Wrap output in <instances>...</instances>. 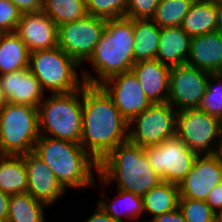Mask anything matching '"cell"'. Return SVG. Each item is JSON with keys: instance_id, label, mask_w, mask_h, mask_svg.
<instances>
[{"instance_id": "484cf974", "label": "cell", "mask_w": 222, "mask_h": 222, "mask_svg": "<svg viewBox=\"0 0 222 222\" xmlns=\"http://www.w3.org/2000/svg\"><path fill=\"white\" fill-rule=\"evenodd\" d=\"M28 180L22 156L0 155V190L8 194L27 192Z\"/></svg>"}, {"instance_id": "7402d4cb", "label": "cell", "mask_w": 222, "mask_h": 222, "mask_svg": "<svg viewBox=\"0 0 222 222\" xmlns=\"http://www.w3.org/2000/svg\"><path fill=\"white\" fill-rule=\"evenodd\" d=\"M117 193L112 202H108L104 195L99 199L98 204L116 222H126L124 218L143 222L144 216L142 196L116 189ZM140 218V219H139Z\"/></svg>"}, {"instance_id": "d590c367", "label": "cell", "mask_w": 222, "mask_h": 222, "mask_svg": "<svg viewBox=\"0 0 222 222\" xmlns=\"http://www.w3.org/2000/svg\"><path fill=\"white\" fill-rule=\"evenodd\" d=\"M206 203L216 213L222 210V182L217 184L208 194Z\"/></svg>"}, {"instance_id": "277c9868", "label": "cell", "mask_w": 222, "mask_h": 222, "mask_svg": "<svg viewBox=\"0 0 222 222\" xmlns=\"http://www.w3.org/2000/svg\"><path fill=\"white\" fill-rule=\"evenodd\" d=\"M34 153L53 171L66 190L82 189L85 194L87 188L97 186L94 174L98 176L99 165L80 143L40 135Z\"/></svg>"}, {"instance_id": "2e32d148", "label": "cell", "mask_w": 222, "mask_h": 222, "mask_svg": "<svg viewBox=\"0 0 222 222\" xmlns=\"http://www.w3.org/2000/svg\"><path fill=\"white\" fill-rule=\"evenodd\" d=\"M15 33L30 53L58 47V26L43 11L22 14Z\"/></svg>"}, {"instance_id": "d4e9b609", "label": "cell", "mask_w": 222, "mask_h": 222, "mask_svg": "<svg viewBox=\"0 0 222 222\" xmlns=\"http://www.w3.org/2000/svg\"><path fill=\"white\" fill-rule=\"evenodd\" d=\"M161 28L152 19H134V61L156 59Z\"/></svg>"}, {"instance_id": "7a4b0ae2", "label": "cell", "mask_w": 222, "mask_h": 222, "mask_svg": "<svg viewBox=\"0 0 222 222\" xmlns=\"http://www.w3.org/2000/svg\"><path fill=\"white\" fill-rule=\"evenodd\" d=\"M134 44V19L125 16L108 19L103 36L86 61L96 75L81 66L84 83L100 85L112 76L131 71L135 64Z\"/></svg>"}, {"instance_id": "f1b7e54d", "label": "cell", "mask_w": 222, "mask_h": 222, "mask_svg": "<svg viewBox=\"0 0 222 222\" xmlns=\"http://www.w3.org/2000/svg\"><path fill=\"white\" fill-rule=\"evenodd\" d=\"M193 1L160 0L152 20L160 28L180 26Z\"/></svg>"}, {"instance_id": "83f0119b", "label": "cell", "mask_w": 222, "mask_h": 222, "mask_svg": "<svg viewBox=\"0 0 222 222\" xmlns=\"http://www.w3.org/2000/svg\"><path fill=\"white\" fill-rule=\"evenodd\" d=\"M42 11L57 26L77 21L88 15L85 0H43Z\"/></svg>"}, {"instance_id": "ac0fdd59", "label": "cell", "mask_w": 222, "mask_h": 222, "mask_svg": "<svg viewBox=\"0 0 222 222\" xmlns=\"http://www.w3.org/2000/svg\"><path fill=\"white\" fill-rule=\"evenodd\" d=\"M170 66L156 59L135 62L132 71L142 85L143 92L153 103H166L169 96Z\"/></svg>"}, {"instance_id": "ab89813d", "label": "cell", "mask_w": 222, "mask_h": 222, "mask_svg": "<svg viewBox=\"0 0 222 222\" xmlns=\"http://www.w3.org/2000/svg\"><path fill=\"white\" fill-rule=\"evenodd\" d=\"M215 4L217 13L216 32L222 35V0H215Z\"/></svg>"}, {"instance_id": "4316f807", "label": "cell", "mask_w": 222, "mask_h": 222, "mask_svg": "<svg viewBox=\"0 0 222 222\" xmlns=\"http://www.w3.org/2000/svg\"><path fill=\"white\" fill-rule=\"evenodd\" d=\"M48 207L44 202L34 199L28 192L11 194L7 222H46L44 209Z\"/></svg>"}, {"instance_id": "ba28073f", "label": "cell", "mask_w": 222, "mask_h": 222, "mask_svg": "<svg viewBox=\"0 0 222 222\" xmlns=\"http://www.w3.org/2000/svg\"><path fill=\"white\" fill-rule=\"evenodd\" d=\"M221 133L220 118L199 108L177 111L176 137L197 154H214Z\"/></svg>"}, {"instance_id": "836d02e7", "label": "cell", "mask_w": 222, "mask_h": 222, "mask_svg": "<svg viewBox=\"0 0 222 222\" xmlns=\"http://www.w3.org/2000/svg\"><path fill=\"white\" fill-rule=\"evenodd\" d=\"M160 0H128L126 16L131 19H152Z\"/></svg>"}, {"instance_id": "d6a6232c", "label": "cell", "mask_w": 222, "mask_h": 222, "mask_svg": "<svg viewBox=\"0 0 222 222\" xmlns=\"http://www.w3.org/2000/svg\"><path fill=\"white\" fill-rule=\"evenodd\" d=\"M21 15L10 0H0V33L15 32Z\"/></svg>"}, {"instance_id": "4fadbf2b", "label": "cell", "mask_w": 222, "mask_h": 222, "mask_svg": "<svg viewBox=\"0 0 222 222\" xmlns=\"http://www.w3.org/2000/svg\"><path fill=\"white\" fill-rule=\"evenodd\" d=\"M100 86L128 122L152 104L132 70L112 76Z\"/></svg>"}, {"instance_id": "4dcf8cb0", "label": "cell", "mask_w": 222, "mask_h": 222, "mask_svg": "<svg viewBox=\"0 0 222 222\" xmlns=\"http://www.w3.org/2000/svg\"><path fill=\"white\" fill-rule=\"evenodd\" d=\"M88 15L106 20L126 16L128 0H85Z\"/></svg>"}, {"instance_id": "8fae6325", "label": "cell", "mask_w": 222, "mask_h": 222, "mask_svg": "<svg viewBox=\"0 0 222 222\" xmlns=\"http://www.w3.org/2000/svg\"><path fill=\"white\" fill-rule=\"evenodd\" d=\"M106 22L104 18L86 15L77 21L59 25L58 47L84 66L103 36Z\"/></svg>"}, {"instance_id": "44dd1931", "label": "cell", "mask_w": 222, "mask_h": 222, "mask_svg": "<svg viewBox=\"0 0 222 222\" xmlns=\"http://www.w3.org/2000/svg\"><path fill=\"white\" fill-rule=\"evenodd\" d=\"M216 24L215 0H194L180 26L192 38L215 32Z\"/></svg>"}, {"instance_id": "8d00e7d4", "label": "cell", "mask_w": 222, "mask_h": 222, "mask_svg": "<svg viewBox=\"0 0 222 222\" xmlns=\"http://www.w3.org/2000/svg\"><path fill=\"white\" fill-rule=\"evenodd\" d=\"M149 220L148 222H187L178 208Z\"/></svg>"}, {"instance_id": "9a60e30c", "label": "cell", "mask_w": 222, "mask_h": 222, "mask_svg": "<svg viewBox=\"0 0 222 222\" xmlns=\"http://www.w3.org/2000/svg\"><path fill=\"white\" fill-rule=\"evenodd\" d=\"M27 171V192L49 207L57 203L66 193V189L56 179L53 171L34 152L21 155Z\"/></svg>"}, {"instance_id": "30bf717a", "label": "cell", "mask_w": 222, "mask_h": 222, "mask_svg": "<svg viewBox=\"0 0 222 222\" xmlns=\"http://www.w3.org/2000/svg\"><path fill=\"white\" fill-rule=\"evenodd\" d=\"M145 152L149 164L162 181L176 185L186 177L199 155L176 136L145 147Z\"/></svg>"}, {"instance_id": "f35d334b", "label": "cell", "mask_w": 222, "mask_h": 222, "mask_svg": "<svg viewBox=\"0 0 222 222\" xmlns=\"http://www.w3.org/2000/svg\"><path fill=\"white\" fill-rule=\"evenodd\" d=\"M10 194L0 190V220L7 222Z\"/></svg>"}, {"instance_id": "cb8c5ba5", "label": "cell", "mask_w": 222, "mask_h": 222, "mask_svg": "<svg viewBox=\"0 0 222 222\" xmlns=\"http://www.w3.org/2000/svg\"><path fill=\"white\" fill-rule=\"evenodd\" d=\"M179 197L178 185L164 181L161 182L142 196L144 215L147 214L142 219L143 222L149 221L147 218L148 215L154 218L177 209Z\"/></svg>"}, {"instance_id": "f546056e", "label": "cell", "mask_w": 222, "mask_h": 222, "mask_svg": "<svg viewBox=\"0 0 222 222\" xmlns=\"http://www.w3.org/2000/svg\"><path fill=\"white\" fill-rule=\"evenodd\" d=\"M198 108L222 120V73L210 75L207 90Z\"/></svg>"}, {"instance_id": "7bdbcfd3", "label": "cell", "mask_w": 222, "mask_h": 222, "mask_svg": "<svg viewBox=\"0 0 222 222\" xmlns=\"http://www.w3.org/2000/svg\"><path fill=\"white\" fill-rule=\"evenodd\" d=\"M215 222H222V210L216 212Z\"/></svg>"}, {"instance_id": "6da1fadb", "label": "cell", "mask_w": 222, "mask_h": 222, "mask_svg": "<svg viewBox=\"0 0 222 222\" xmlns=\"http://www.w3.org/2000/svg\"><path fill=\"white\" fill-rule=\"evenodd\" d=\"M128 125L100 85L82 86L80 144L98 164L119 144L128 141Z\"/></svg>"}, {"instance_id": "b9f144b4", "label": "cell", "mask_w": 222, "mask_h": 222, "mask_svg": "<svg viewBox=\"0 0 222 222\" xmlns=\"http://www.w3.org/2000/svg\"><path fill=\"white\" fill-rule=\"evenodd\" d=\"M7 103V100L3 94V91L0 87V109Z\"/></svg>"}, {"instance_id": "52a82bcc", "label": "cell", "mask_w": 222, "mask_h": 222, "mask_svg": "<svg viewBox=\"0 0 222 222\" xmlns=\"http://www.w3.org/2000/svg\"><path fill=\"white\" fill-rule=\"evenodd\" d=\"M39 136L38 108L7 102L0 109V155L34 152Z\"/></svg>"}, {"instance_id": "7c38bea8", "label": "cell", "mask_w": 222, "mask_h": 222, "mask_svg": "<svg viewBox=\"0 0 222 222\" xmlns=\"http://www.w3.org/2000/svg\"><path fill=\"white\" fill-rule=\"evenodd\" d=\"M212 73L187 64L170 68L167 102L177 111L198 108Z\"/></svg>"}, {"instance_id": "60d3db41", "label": "cell", "mask_w": 222, "mask_h": 222, "mask_svg": "<svg viewBox=\"0 0 222 222\" xmlns=\"http://www.w3.org/2000/svg\"><path fill=\"white\" fill-rule=\"evenodd\" d=\"M214 155L218 158L219 163L222 166V133H221L220 139L218 141Z\"/></svg>"}, {"instance_id": "e0dca14e", "label": "cell", "mask_w": 222, "mask_h": 222, "mask_svg": "<svg viewBox=\"0 0 222 222\" xmlns=\"http://www.w3.org/2000/svg\"><path fill=\"white\" fill-rule=\"evenodd\" d=\"M0 87L8 103L36 108L46 95L29 68L0 75Z\"/></svg>"}, {"instance_id": "9c48e42d", "label": "cell", "mask_w": 222, "mask_h": 222, "mask_svg": "<svg viewBox=\"0 0 222 222\" xmlns=\"http://www.w3.org/2000/svg\"><path fill=\"white\" fill-rule=\"evenodd\" d=\"M177 110L168 102L153 103L128 125V141L147 147L176 136Z\"/></svg>"}, {"instance_id": "1f68e13d", "label": "cell", "mask_w": 222, "mask_h": 222, "mask_svg": "<svg viewBox=\"0 0 222 222\" xmlns=\"http://www.w3.org/2000/svg\"><path fill=\"white\" fill-rule=\"evenodd\" d=\"M178 209L187 222H215L216 213L206 201L179 198Z\"/></svg>"}, {"instance_id": "ffe728a7", "label": "cell", "mask_w": 222, "mask_h": 222, "mask_svg": "<svg viewBox=\"0 0 222 222\" xmlns=\"http://www.w3.org/2000/svg\"><path fill=\"white\" fill-rule=\"evenodd\" d=\"M190 43L191 37L181 26L161 28L156 60L170 67L186 64Z\"/></svg>"}, {"instance_id": "d6986e66", "label": "cell", "mask_w": 222, "mask_h": 222, "mask_svg": "<svg viewBox=\"0 0 222 222\" xmlns=\"http://www.w3.org/2000/svg\"><path fill=\"white\" fill-rule=\"evenodd\" d=\"M186 64L212 74L222 73V35L215 31L192 37Z\"/></svg>"}, {"instance_id": "e575fe53", "label": "cell", "mask_w": 222, "mask_h": 222, "mask_svg": "<svg viewBox=\"0 0 222 222\" xmlns=\"http://www.w3.org/2000/svg\"><path fill=\"white\" fill-rule=\"evenodd\" d=\"M18 10L24 13H35L42 11L43 0H10Z\"/></svg>"}, {"instance_id": "5b68a950", "label": "cell", "mask_w": 222, "mask_h": 222, "mask_svg": "<svg viewBox=\"0 0 222 222\" xmlns=\"http://www.w3.org/2000/svg\"><path fill=\"white\" fill-rule=\"evenodd\" d=\"M46 96L38 106L40 135L80 143L82 136V87Z\"/></svg>"}, {"instance_id": "8992f818", "label": "cell", "mask_w": 222, "mask_h": 222, "mask_svg": "<svg viewBox=\"0 0 222 222\" xmlns=\"http://www.w3.org/2000/svg\"><path fill=\"white\" fill-rule=\"evenodd\" d=\"M80 67L60 47L30 53L29 69L45 93L47 90L56 94L80 89L85 84Z\"/></svg>"}, {"instance_id": "74e56055", "label": "cell", "mask_w": 222, "mask_h": 222, "mask_svg": "<svg viewBox=\"0 0 222 222\" xmlns=\"http://www.w3.org/2000/svg\"><path fill=\"white\" fill-rule=\"evenodd\" d=\"M96 208L86 218V220H83V222H116L113 220L104 210L103 208L97 203Z\"/></svg>"}, {"instance_id": "3957f363", "label": "cell", "mask_w": 222, "mask_h": 222, "mask_svg": "<svg viewBox=\"0 0 222 222\" xmlns=\"http://www.w3.org/2000/svg\"><path fill=\"white\" fill-rule=\"evenodd\" d=\"M98 165L96 180L102 189L113 183L116 189L143 196L163 182L149 164L145 147L129 141L119 144Z\"/></svg>"}, {"instance_id": "5bb4252c", "label": "cell", "mask_w": 222, "mask_h": 222, "mask_svg": "<svg viewBox=\"0 0 222 222\" xmlns=\"http://www.w3.org/2000/svg\"><path fill=\"white\" fill-rule=\"evenodd\" d=\"M222 182V166L214 154L198 155L193 167L180 182L179 198L206 201L210 191Z\"/></svg>"}, {"instance_id": "603a6c76", "label": "cell", "mask_w": 222, "mask_h": 222, "mask_svg": "<svg viewBox=\"0 0 222 222\" xmlns=\"http://www.w3.org/2000/svg\"><path fill=\"white\" fill-rule=\"evenodd\" d=\"M30 52L15 32L0 33V75L29 68Z\"/></svg>"}]
</instances>
